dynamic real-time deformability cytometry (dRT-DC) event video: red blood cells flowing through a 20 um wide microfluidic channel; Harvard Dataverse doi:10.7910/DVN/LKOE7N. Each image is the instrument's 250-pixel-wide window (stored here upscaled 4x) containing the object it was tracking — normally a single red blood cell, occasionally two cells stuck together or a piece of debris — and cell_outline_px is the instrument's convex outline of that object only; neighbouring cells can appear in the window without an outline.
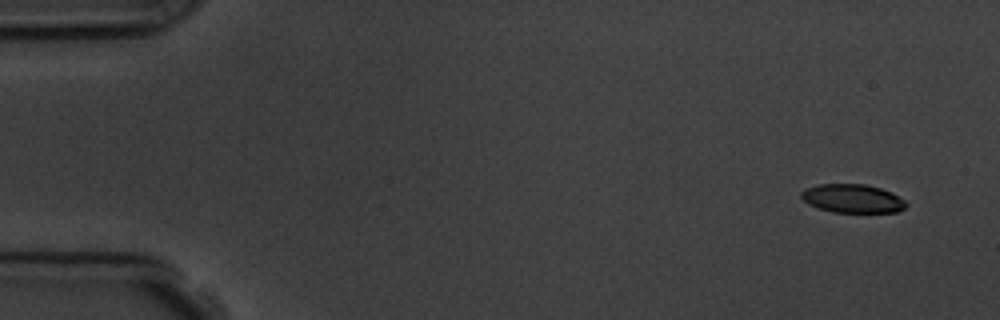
{"species": "common noctule bat (a hibernating species)", "species_latin": "Nyctalus noctula", "temperature_condition": "room temperature", "stored_images_in_passage": 5, "camera_frame_rate_fps": 3000, "um_per_image_px": 0.085, "animal": {"sex": "male", "body_mass_g": 19.5, "forearm_length_mm": 54.6}, "frame": {"image": 1, "passage_image": 1, "time_ms": 0.0, "image_size_px": [1000, 320], "cell_outline_px": [[908, 204], [904, 208], [896, 212], [832, 212], [808, 204], [800, 196], [800, 192], [804, 188], [820, 184], [864, 184], [880, 188], [892, 192], [904, 200]], "centroid_in_image_um": [72.45, 16.87], "position_along_channel_um": 12.6, "area_um2": 17.46}}